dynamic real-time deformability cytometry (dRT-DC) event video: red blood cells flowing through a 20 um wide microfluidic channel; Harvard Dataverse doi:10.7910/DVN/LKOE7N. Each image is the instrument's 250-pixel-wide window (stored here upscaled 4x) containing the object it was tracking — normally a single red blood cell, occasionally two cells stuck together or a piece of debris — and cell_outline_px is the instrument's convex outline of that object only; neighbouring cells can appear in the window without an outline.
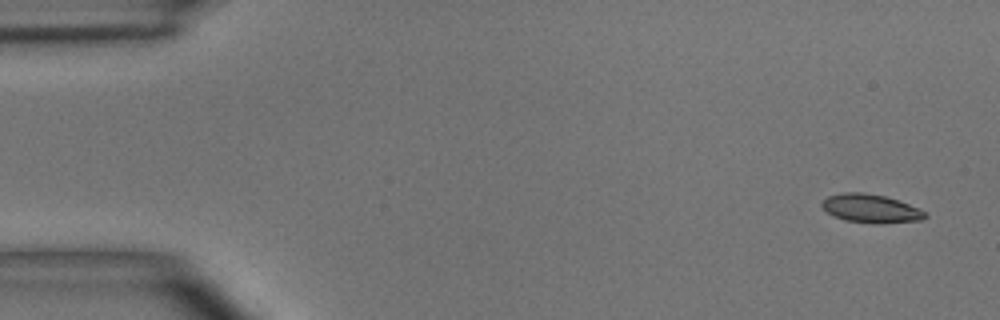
{"species": "common noctule bat (a hibernating species)", "species_latin": "Nyctalus noctula", "temperature_condition": "room temperature", "stored_images_in_passage": 5, "camera_frame_rate_fps": 3000, "um_per_image_px": 0.085, "animal": {"sex": "male", "body_mass_g": 15.6}, "frame": {"image": 1, "passage_image": 1, "time_ms": 0.0, "image_size_px": [1000, 320], "cell_outline_px": [[928, 216], [920, 220], [872, 224], [844, 220], [828, 212], [820, 204], [828, 196], [844, 192], [864, 192], [884, 196], [920, 208], [928, 212]], "centroid_in_image_um": [74.04, 17.72], "position_along_channel_um": 11.0, "area_um2": 17.05}}
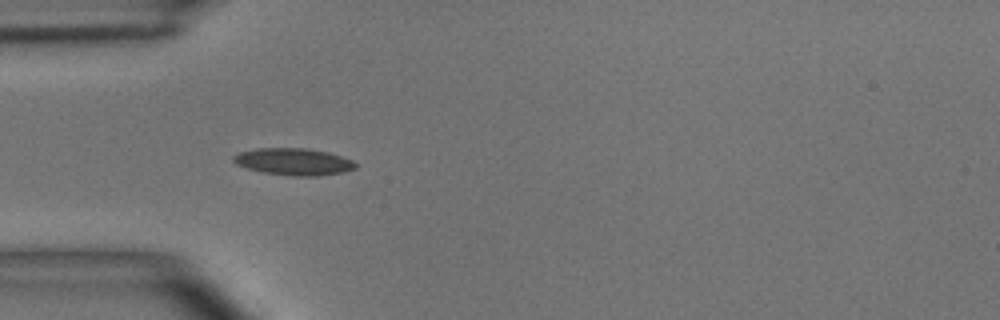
{"frame": {"image": 2, "passage_image": 4, "time_ms": 4.333, "image_size_px": [1000, 320], "cell_outline_px": [[356, 168], [344, 172], [320, 176], [292, 176], [260, 172], [236, 164], [232, 160], [232, 156], [240, 152], [256, 148], [304, 148], [328, 152], [352, 160], [356, 164]], "centroid_in_image_um": [24.94, 13.75], "position_along_channel_um": 60.1, "area_um2": 19.25}}
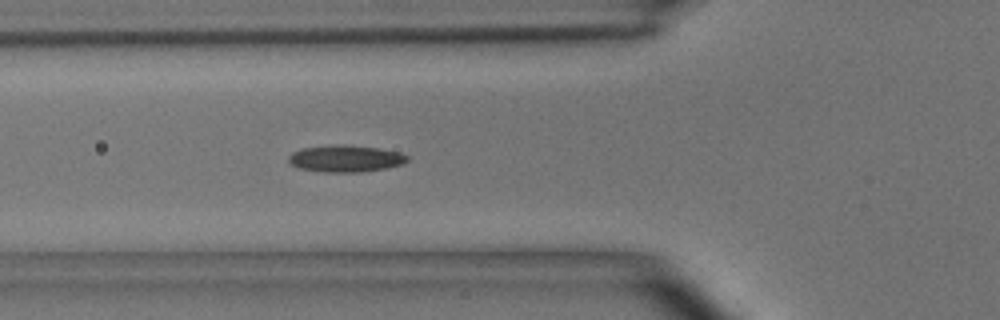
{"frame": {"image": 3, "passage_image": 5, "time_ms": 5.333, "image_size_px": [1000, 320], "cell_outline_px": [[408, 160], [404, 164], [388, 168], [360, 172], [324, 172], [296, 168], [288, 164], [288, 156], [292, 152], [300, 148], [340, 144], [380, 148], [400, 152], [408, 156]], "centroid_in_image_um": [29.35, 13.48], "position_along_channel_um": 96.5, "area_um2": 18.9}}